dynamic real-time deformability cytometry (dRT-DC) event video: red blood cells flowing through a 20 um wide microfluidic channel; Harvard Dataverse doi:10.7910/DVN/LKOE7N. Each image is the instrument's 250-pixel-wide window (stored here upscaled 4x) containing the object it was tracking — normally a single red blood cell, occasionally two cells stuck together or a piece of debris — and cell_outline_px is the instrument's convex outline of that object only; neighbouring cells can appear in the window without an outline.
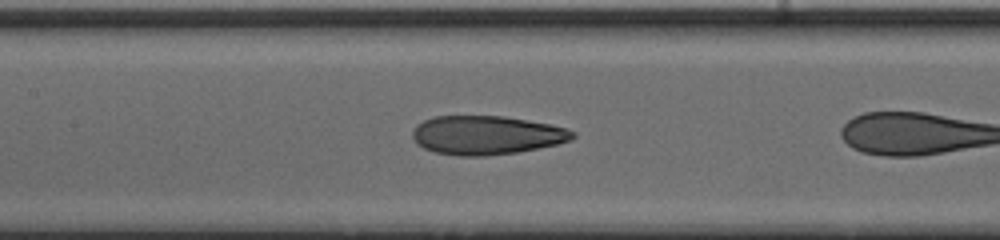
{"species": "human", "species_latin": "Homo sapiens", "temperature_condition": "cold", "stored_images_in_passage": 14, "camera_frame_rate_fps": 3000, "um_per_image_px": 0.085, "donor": {"sex": "male"}, "frame": {"image": 1, "passage_image": 7, "time_ms": 2.0, "image_size_px": [1000, 240], "cell_outline_px": [[576, 136], [572, 140], [556, 144], [516, 152], [484, 156], [460, 156], [436, 152], [424, 148], [416, 144], [412, 136], [412, 132], [416, 124], [432, 116], [504, 116], [528, 120], [548, 124], [564, 128], [576, 132]], "centroid_in_image_um": [41.32, 11.48], "position_along_channel_um": 166.1, "area_um2": 36.18}}
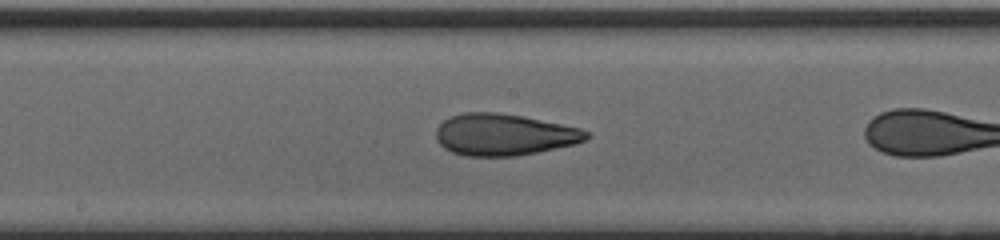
{"frame": {"image": 2, "passage_image": 10, "time_ms": 3.0, "image_size_px": [1000, 240], "cell_outline_px": [[592, 136], [588, 140], [576, 144], [516, 156], [464, 156], [452, 152], [444, 148], [436, 140], [436, 128], [444, 120], [452, 116], [464, 112], [496, 112], [524, 116], [580, 128], [592, 132]], "centroid_in_image_um": [42.88, 11.44], "position_along_channel_um": 205.3, "area_um2": 36.82}}